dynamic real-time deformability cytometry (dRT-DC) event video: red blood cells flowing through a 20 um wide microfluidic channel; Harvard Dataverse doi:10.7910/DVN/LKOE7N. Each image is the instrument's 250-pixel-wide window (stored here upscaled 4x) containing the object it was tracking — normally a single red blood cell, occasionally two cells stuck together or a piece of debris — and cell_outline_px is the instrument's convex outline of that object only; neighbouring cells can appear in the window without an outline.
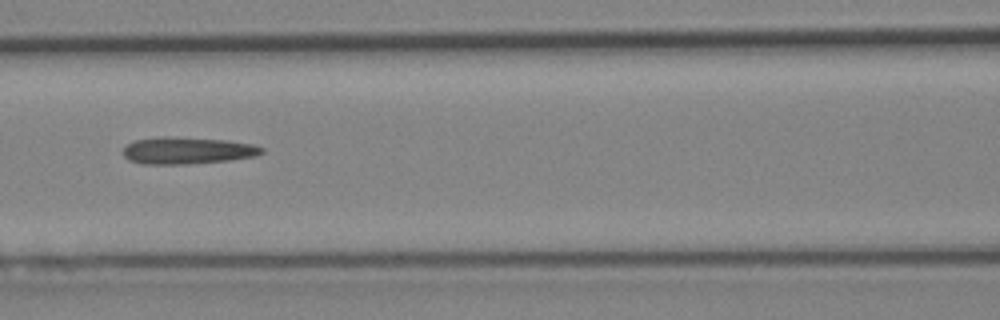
{"species": "Egyptian fruit bat (a non-hibernating species)", "species_latin": "Rousettus aegyptiacus", "temperature_condition": "cold", "stored_images_in_passage": 6, "camera_frame_rate_fps": 3000, "um_per_image_px": 0.085, "animal": {"sex": "female"}, "frame": {"image": 1, "passage_image": 6, "time_ms": 6.667, "image_size_px": [1000, 320], "cell_outline_px": [[264, 152], [256, 156], [232, 160], [188, 164], [144, 164], [128, 160], [124, 156], [124, 148], [128, 144], [136, 140], [160, 136], [164, 136], [224, 140], [252, 144], [264, 148]], "centroid_in_image_um": [15.94, 12.8], "position_along_channel_um": 150.7, "area_um2": 21.73}}